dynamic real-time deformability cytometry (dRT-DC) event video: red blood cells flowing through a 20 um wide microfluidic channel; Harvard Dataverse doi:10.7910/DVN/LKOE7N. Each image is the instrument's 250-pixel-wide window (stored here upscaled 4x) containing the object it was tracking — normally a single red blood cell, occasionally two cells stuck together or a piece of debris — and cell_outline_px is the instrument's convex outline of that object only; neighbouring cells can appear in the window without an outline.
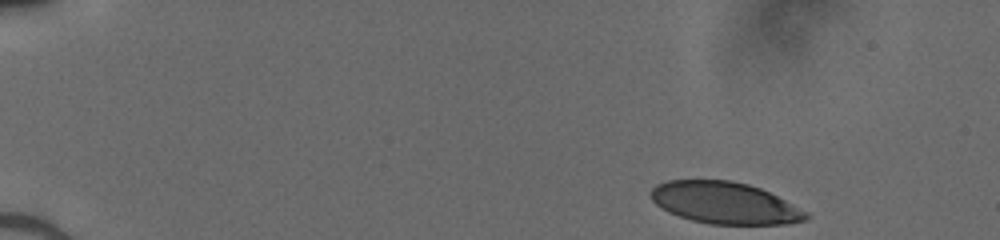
{"species": "human", "species_latin": "Homo sapiens", "temperature_condition": "cold", "stored_images_in_passage": 45, "camera_frame_rate_fps": 3000, "um_per_image_px": 0.085, "donor": {"sex": "male"}, "frame": {"image": 1, "passage_image": 1, "time_ms": 0.0, "image_size_px": [1000, 240], "cell_outline_px": [[808, 220], [788, 224], [708, 224], [692, 220], [668, 212], [656, 204], [652, 200], [648, 192], [656, 184], [668, 180], [732, 180], [748, 184], [760, 188], [808, 212]], "centroid_in_image_um": [61.58, 17.25], "position_along_channel_um": 23.4, "area_um2": 37.8}}
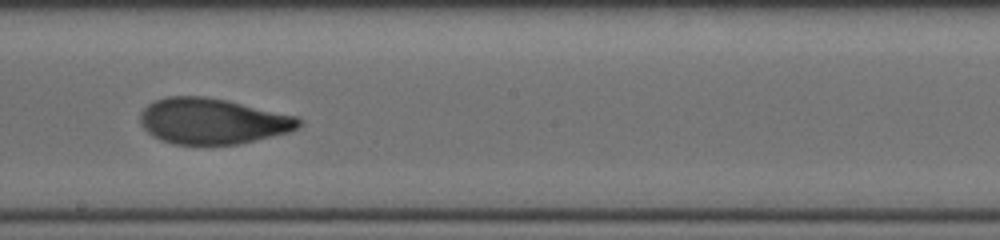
{"frame": {"image": 2, "passage_image": 25, "time_ms": 8.0, "image_size_px": [1000, 240], "cell_outline_px": [[304, 120], [296, 128], [288, 132], [272, 136], [236, 144], [172, 144], [160, 140], [152, 136], [140, 124], [140, 112], [148, 104], [156, 100], [168, 96], [204, 96], [228, 100], [296, 116]], "centroid_in_image_um": [18.03, 10.29], "position_along_channel_um": 230.2, "area_um2": 42.25}}
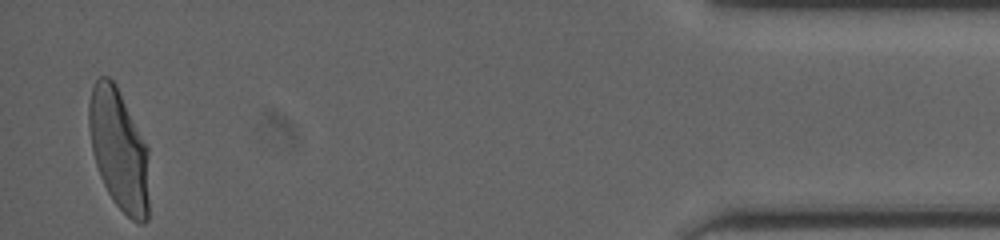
{"frame": {"image": 3, "passage_image": 44, "time_ms": 14.333, "image_size_px": [1000, 240], "cell_outline_px": [[148, 220], [144, 224], [140, 224], [132, 220], [112, 200], [100, 176], [92, 152], [88, 128], [88, 104], [92, 88], [96, 80], [100, 76], [108, 76], [116, 84], [148, 148]], "centroid_in_image_um": [10.1, 12.72], "position_along_channel_um": 425.1, "area_um2": 42.6}}